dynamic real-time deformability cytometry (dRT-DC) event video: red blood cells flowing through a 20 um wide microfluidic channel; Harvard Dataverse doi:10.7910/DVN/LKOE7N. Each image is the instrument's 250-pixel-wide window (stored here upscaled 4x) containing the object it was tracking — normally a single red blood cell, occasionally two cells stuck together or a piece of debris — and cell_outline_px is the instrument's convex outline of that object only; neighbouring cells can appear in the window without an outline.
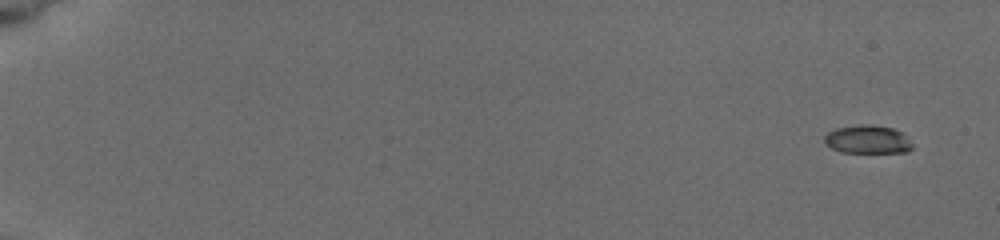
{"species": "common noctule bat (a hibernating species)", "species_latin": "Nyctalus noctula", "temperature_condition": "cold", "stored_images_in_passage": 8, "camera_frame_rate_fps": 3000, "um_per_image_px": 0.085, "animal": {"sex": "female", "body_mass_g": 19.5, "forearm_length_mm": 54.1}, "frame": {"image": 1, "passage_image": 1, "time_ms": 0.0, "image_size_px": [1000, 240], "cell_outline_px": [[912, 148], [908, 152], [840, 152], [824, 144], [824, 136], [828, 132], [836, 128], [860, 124], [872, 124], [892, 128], [900, 132], [912, 144]], "centroid_in_image_um": [73.7, 11.85], "position_along_channel_um": 11.3, "area_um2": 14.45}}
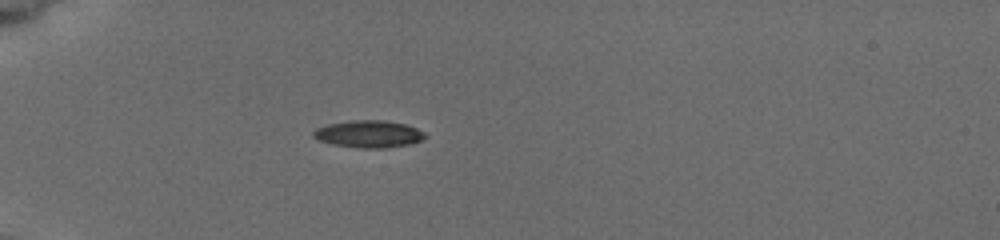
{"frame": {"image": 2, "passage_image": 6, "time_ms": 5.333, "image_size_px": [1000, 240], "cell_outline_px": [[428, 136], [420, 140], [408, 144], [384, 148], [364, 148], [332, 144], [320, 140], [312, 136], [312, 132], [316, 128], [328, 124], [352, 120], [384, 120], [404, 124], [416, 128], [424, 132]], "centroid_in_image_um": [31.33, 11.38], "position_along_channel_um": 53.7, "area_um2": 17.51}}
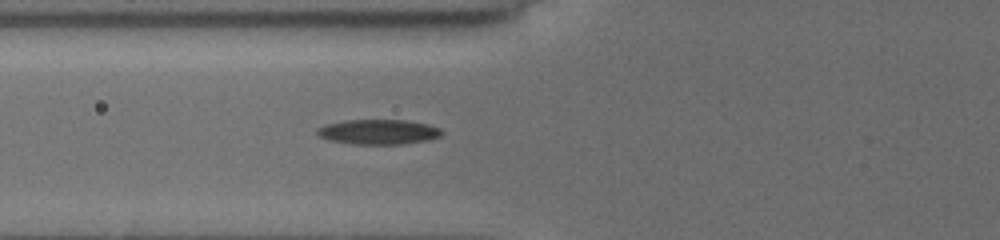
{"frame": {"image": 3, "passage_image": 8, "time_ms": 7.0, "image_size_px": [1000, 240], "cell_outline_px": [[444, 132], [440, 136], [428, 140], [400, 144], [352, 144], [328, 140], [320, 136], [316, 132], [316, 128], [324, 124], [344, 120], [404, 120], [428, 124], [440, 128]], "centroid_in_image_um": [32.14, 11.2], "position_along_channel_um": 93.7, "area_um2": 18.21}}